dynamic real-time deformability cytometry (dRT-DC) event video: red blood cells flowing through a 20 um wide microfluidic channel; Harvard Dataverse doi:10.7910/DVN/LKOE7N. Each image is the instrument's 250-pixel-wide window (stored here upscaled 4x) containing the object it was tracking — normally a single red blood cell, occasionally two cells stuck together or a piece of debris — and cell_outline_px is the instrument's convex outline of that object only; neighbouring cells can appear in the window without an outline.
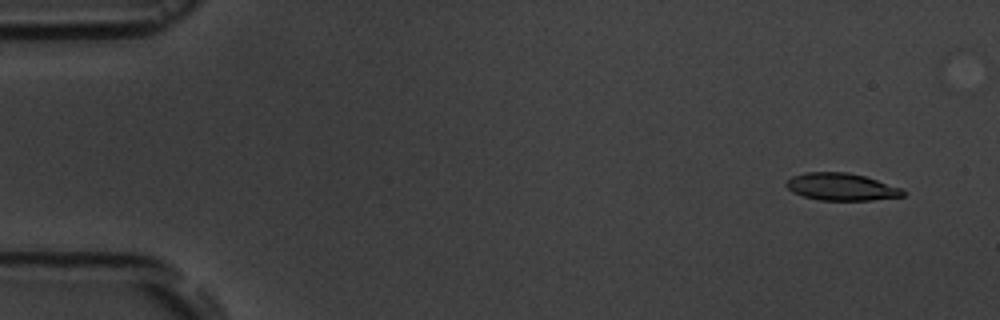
{"species": "common noctule bat (a hibernating species)", "species_latin": "Nyctalus noctula", "temperature_condition": "room temperature", "stored_images_in_passage": 6, "camera_frame_rate_fps": 3000, "um_per_image_px": 0.085, "animal": {"sex": "male", "body_mass_g": 19.5, "forearm_length_mm": 54.6}, "frame": {"image": 1, "passage_image": 1, "time_ms": 0.0, "image_size_px": [1000, 320], "cell_outline_px": [[908, 192], [904, 196], [872, 200], [820, 200], [804, 196], [792, 192], [784, 184], [792, 176], [804, 172], [848, 172], [864, 176], [900, 188]], "centroid_in_image_um": [71.5, 15.88], "position_along_channel_um": 13.5, "area_um2": 18.5}}
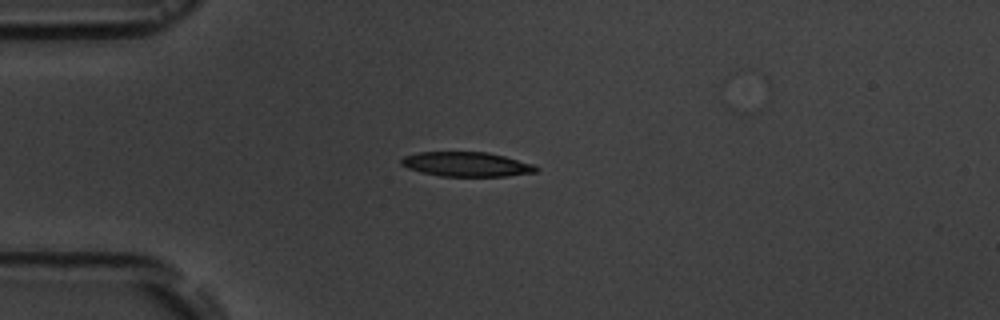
{"frame": {"image": 2, "passage_image": 4, "time_ms": 3.667, "image_size_px": [1000, 320], "cell_outline_px": [[540, 168], [536, 172], [508, 176], [440, 176], [420, 172], [408, 168], [400, 164], [400, 160], [404, 156], [420, 152], [488, 152], [504, 156], [532, 164]], "centroid_in_image_um": [39.64, 13.96], "position_along_channel_um": 45.4, "area_um2": 19.25}}
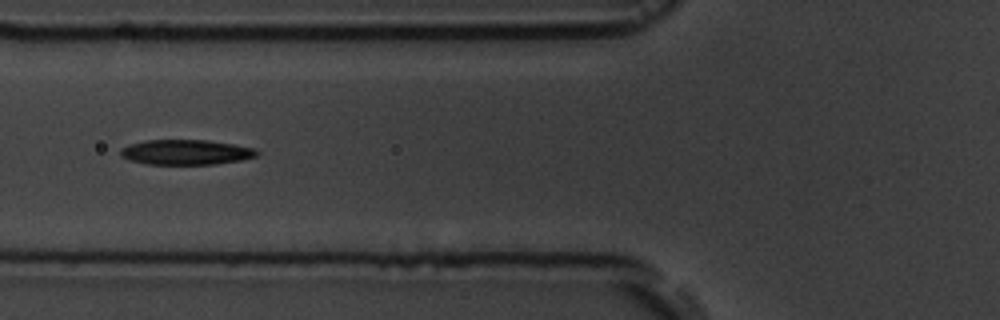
{"frame": {"image": 3, "passage_image": 6, "time_ms": 6.0, "image_size_px": [1000, 320], "cell_outline_px": [[260, 152], [256, 156], [240, 160], [216, 164], [148, 164], [128, 160], [120, 156], [120, 148], [128, 144], [144, 140], [208, 140], [232, 144], [252, 148]], "centroid_in_image_um": [15.74, 12.93], "position_along_channel_um": 110.1, "area_um2": 19.94}}